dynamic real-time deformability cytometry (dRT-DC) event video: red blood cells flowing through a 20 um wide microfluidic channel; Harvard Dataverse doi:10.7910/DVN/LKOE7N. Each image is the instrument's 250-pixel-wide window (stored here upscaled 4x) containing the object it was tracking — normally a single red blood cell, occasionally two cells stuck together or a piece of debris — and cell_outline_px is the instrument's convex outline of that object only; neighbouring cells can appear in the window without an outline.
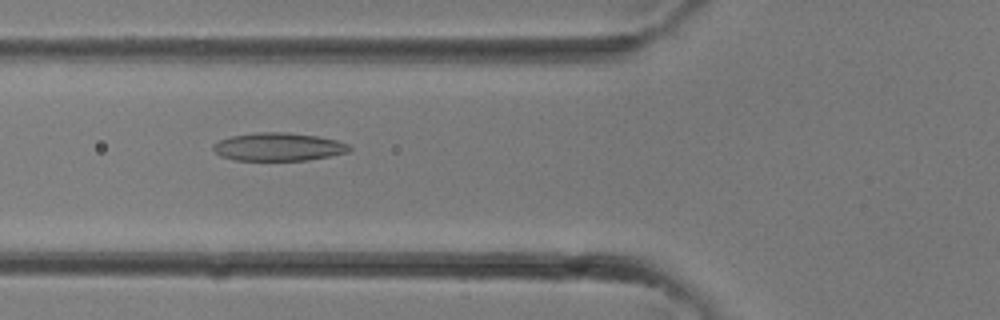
{"species": "common noctule bat (a hibernating species)", "species_latin": "Nyctalus noctula", "temperature_condition": "room temperature", "stored_images_in_passage": 26, "camera_frame_rate_fps": 3000, "um_per_image_px": 0.085, "animal": {"sex": "female"}, "frame": {"image": 1, "passage_image": 12, "time_ms": 3.667, "image_size_px": [1000, 320], "cell_outline_px": [[352, 148], [348, 152], [308, 160], [236, 160], [220, 156], [212, 148], [212, 144], [220, 140], [232, 136], [256, 132], [288, 132], [316, 136], [336, 140], [348, 144]], "centroid_in_image_um": [23.65, 12.48], "position_along_channel_um": 102.1, "area_um2": 22.2}}
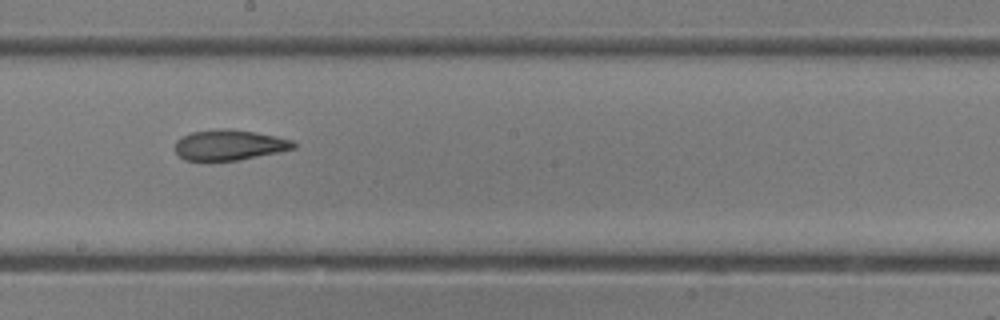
{"frame": {"image": 2, "passage_image": 18, "time_ms": 5.667, "image_size_px": [1000, 320], "cell_outline_px": [[296, 148], [280, 152], [240, 160], [208, 164], [184, 160], [176, 152], [176, 140], [180, 136], [192, 132], [224, 128], [232, 128], [276, 136], [292, 140], [296, 144]], "centroid_in_image_um": [19.45, 12.37], "position_along_channel_um": 228.7, "area_um2": 21.91}}
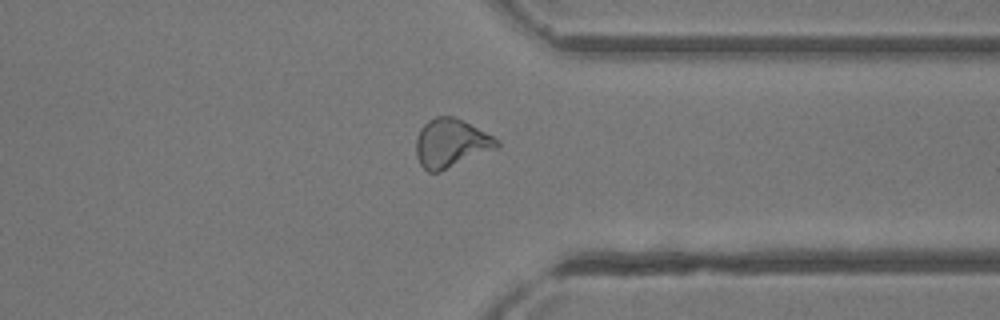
{"frame": {"image": 3, "passage_image": 25, "time_ms": 8.0, "image_size_px": [1000, 320], "cell_outline_px": [[500, 148], [440, 172], [428, 172], [420, 164], [416, 156], [416, 136], [420, 128], [428, 120], [436, 116], [452, 116], [464, 120], [500, 140]], "centroid_in_image_um": [38.36, 12.18], "position_along_channel_um": 373.0, "area_um2": 23.35}}